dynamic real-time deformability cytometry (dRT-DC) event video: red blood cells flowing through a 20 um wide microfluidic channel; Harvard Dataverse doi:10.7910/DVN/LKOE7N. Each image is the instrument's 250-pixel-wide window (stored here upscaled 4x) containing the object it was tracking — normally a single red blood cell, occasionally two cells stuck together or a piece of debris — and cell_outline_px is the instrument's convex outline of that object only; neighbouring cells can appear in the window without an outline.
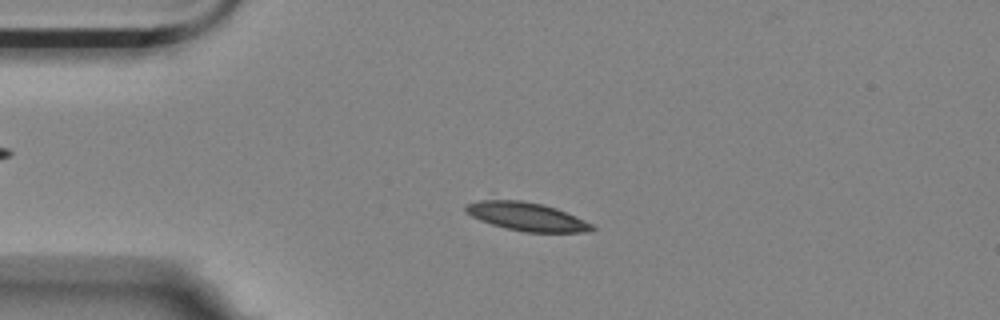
{"species": "Egyptian fruit bat (a non-hibernating species)", "species_latin": "Rousettus aegyptiacus", "temperature_condition": "room temperature", "stored_images_in_passage": 56, "camera_frame_rate_fps": 3000, "um_per_image_px": 0.085, "animal": {"sex": "female"}, "frame": {"image": 1, "passage_image": 13, "time_ms": 4.0, "image_size_px": [1000, 320], "cell_outline_px": [[596, 228], [588, 232], [524, 232], [504, 228], [480, 220], [472, 216], [464, 208], [468, 204], [480, 200], [520, 200], [540, 204], [556, 208], [592, 224]], "centroid_in_image_um": [44.77, 18.42], "position_along_channel_um": 40.2, "area_um2": 20.52}}
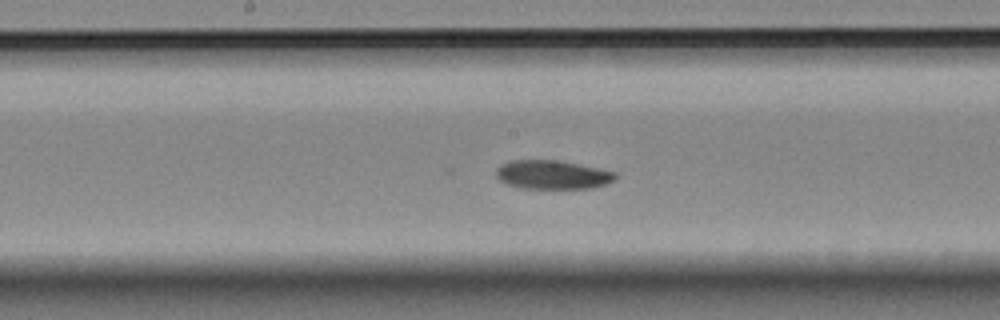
{"frame": {"image": 2, "passage_image": 29, "time_ms": 9.333, "image_size_px": [1000, 320], "cell_outline_px": [[616, 180], [592, 188], [520, 188], [508, 184], [500, 180], [496, 176], [496, 168], [500, 164], [512, 160], [556, 160], [616, 172]], "centroid_in_image_um": [46.92, 14.85], "position_along_channel_um": 201.3, "area_um2": 19.83}}
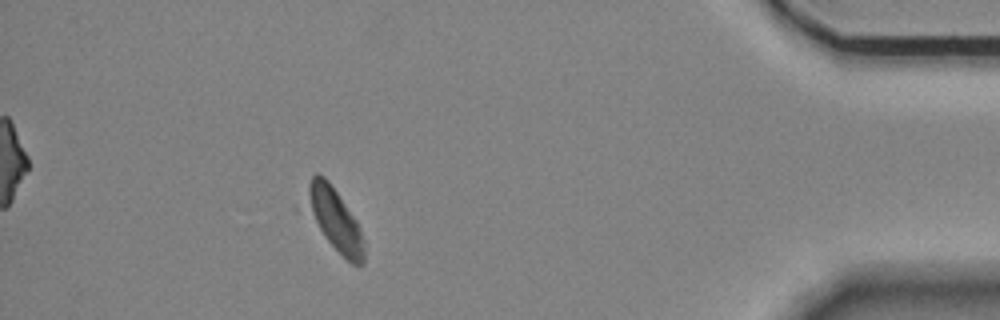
{"frame": {"image": 3, "passage_image": 51, "time_ms": 16.667, "image_size_px": [1000, 320], "cell_outline_px": [[364, 264], [352, 264], [328, 240], [304, 208], [308, 184], [312, 176], [316, 172], [320, 172], [328, 180], [356, 220], [360, 228], [364, 240]], "centroid_in_image_um": [28.43, 18.6], "position_along_channel_um": 406.8, "area_um2": 20.69}, "authors_computed_cell_mechanics": {"area_um2": 20.7791, "velocity_mm_per_s": 3.4786, "shape_relaxation_time_tau1_ms": null, "shape_relaxation_time_tau2_ms": 10.0231, "deformation_change_tau1": null, "deformation_change_tau2": 0.1337}}